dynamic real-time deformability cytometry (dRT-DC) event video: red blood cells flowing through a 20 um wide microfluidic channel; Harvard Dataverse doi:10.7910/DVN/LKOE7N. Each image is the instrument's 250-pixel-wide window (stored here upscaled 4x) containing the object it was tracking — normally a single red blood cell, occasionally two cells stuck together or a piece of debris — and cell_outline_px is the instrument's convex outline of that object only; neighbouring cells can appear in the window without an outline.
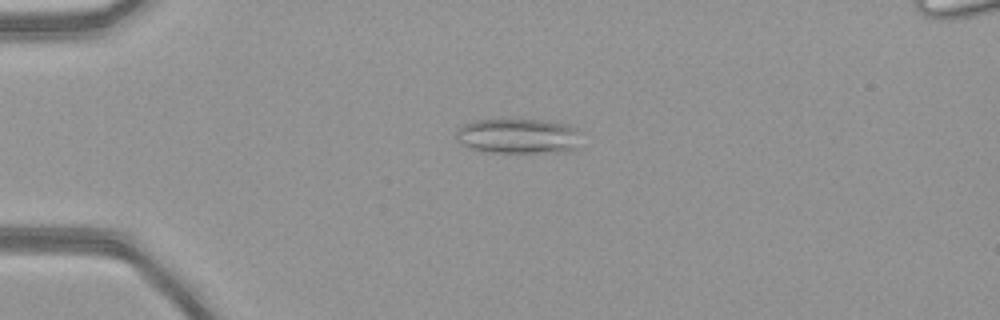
{"species": "common noctule bat (a hibernating species)", "species_latin": "Nyctalus noctula", "temperature_condition": "warm", "stored_images_in_passage": 51, "camera_frame_rate_fps": 3000, "um_per_image_px": 0.085, "animal": {"sex": "female", "body_mass_g": 21.9}, "frame": {"image": 1, "passage_image": 14, "time_ms": 4.333, "image_size_px": [1000, 320], "cell_outline_px": [[580, 132], [576, 148], [564, 152], [480, 152], [460, 144], [456, 140], [456, 128], [464, 124], [476, 120], [500, 116], [540, 120], [568, 124], [576, 128]], "centroid_in_image_um": [43.97, 11.52], "position_along_channel_um": 41.0, "area_um2": 26.65}}
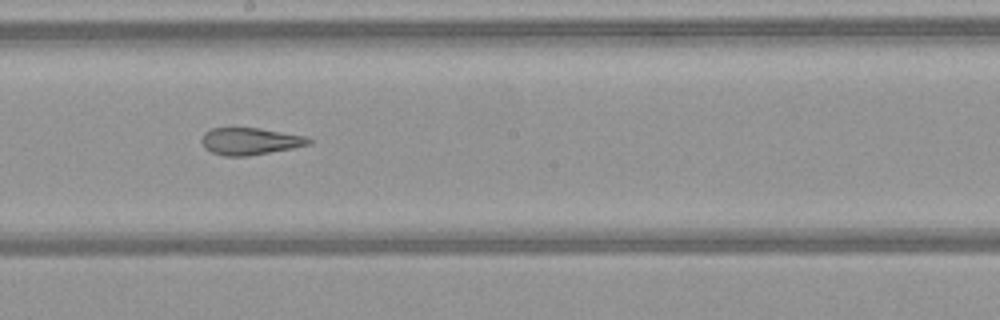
{"frame": {"image": 2, "passage_image": 30, "time_ms": 9.667, "image_size_px": [1000, 320], "cell_outline_px": [[312, 144], [292, 148], [248, 156], [224, 156], [212, 152], [204, 148], [200, 140], [204, 132], [212, 128], [260, 128], [304, 136], [312, 140]], "centroid_in_image_um": [21.22, 12.01], "position_along_channel_um": 227.0, "area_um2": 16.88}}
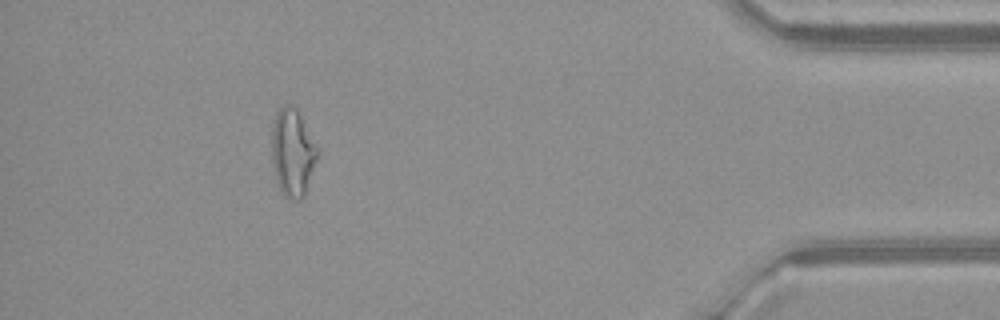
{"frame": {"image": 3, "passage_image": 47, "time_ms": 15.333, "image_size_px": [1000, 320], "cell_outline_px": [[320, 156], [304, 196], [300, 200], [296, 200], [284, 196], [280, 192], [276, 180], [272, 160], [272, 128], [276, 112], [284, 104], [288, 104], [296, 108], [320, 152]], "centroid_in_image_um": [24.89, 13.0], "position_along_channel_um": 410.3, "area_um2": 23.52}, "authors_computed_cell_mechanics": {"area_um2": 21.964, "velocity_mm_per_s": 4.1376, "shape_relaxation_time_tau1_ms": null, "shape_relaxation_time_tau2_ms": 1.3703, "deformation_change_tau1": null, "deformation_change_tau2": 0.1064}}